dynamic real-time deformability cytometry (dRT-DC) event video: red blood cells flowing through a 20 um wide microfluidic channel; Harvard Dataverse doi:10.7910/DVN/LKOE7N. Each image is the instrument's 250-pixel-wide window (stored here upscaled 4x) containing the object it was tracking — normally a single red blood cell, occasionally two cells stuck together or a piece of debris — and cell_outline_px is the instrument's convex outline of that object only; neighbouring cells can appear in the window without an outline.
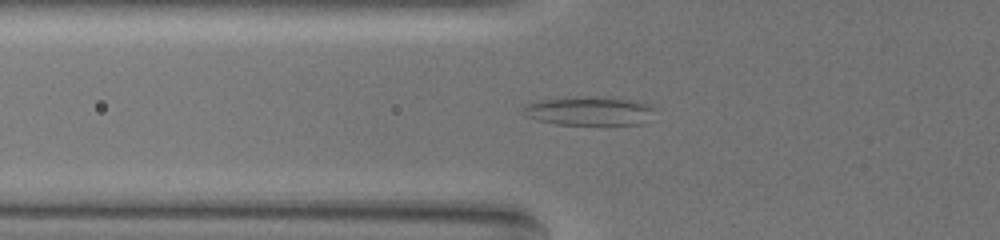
{"species": "common noctule bat (a hibernating species)", "species_latin": "Nyctalus noctula", "temperature_condition": "warm", "stored_images_in_passage": 48, "camera_frame_rate_fps": 3000, "um_per_image_px": 0.085, "animal": {"sex": "female", "body_mass_g": 19.5, "forearm_length_mm": 54.1}, "frame": {"image": 1, "passage_image": 10, "time_ms": 3.0, "image_size_px": [1000, 240], "cell_outline_px": [[652, 108], [640, 124], [556, 124], [536, 120], [524, 116], [520, 112], [528, 104], [544, 100], [632, 100], [652, 104]], "centroid_in_image_um": [49.99, 9.5], "position_along_channel_um": 75.8, "area_um2": 20.11}}
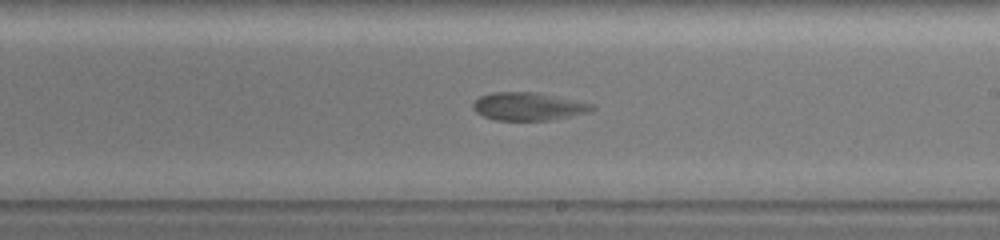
{"frame": {"image": 2, "passage_image": 25, "time_ms": 8.0, "image_size_px": [1000, 240], "cell_outline_px": [[596, 108], [592, 112], [552, 120], [496, 120], [484, 116], [476, 112], [472, 108], [472, 104], [480, 96], [496, 92], [528, 92], [592, 104]], "centroid_in_image_um": [44.89, 9.07], "position_along_channel_um": 244.1, "area_um2": 18.96}}
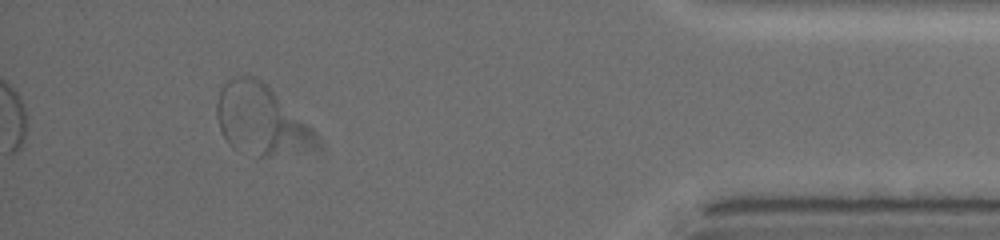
{"frame": {"image": 3, "passage_image": 44, "time_ms": 14.333, "image_size_px": [1000, 240], "cell_outline_px": [[280, 128], [276, 148], [268, 156], [256, 156], [240, 152], [232, 148], [224, 136], [220, 128], [216, 116], [216, 104], [220, 92], [224, 84], [232, 76], [252, 76], [260, 80], [272, 92], [276, 100], [280, 112]], "centroid_in_image_um": [21.14, 9.85], "position_along_channel_um": 414.1, "area_um2": 29.54}}